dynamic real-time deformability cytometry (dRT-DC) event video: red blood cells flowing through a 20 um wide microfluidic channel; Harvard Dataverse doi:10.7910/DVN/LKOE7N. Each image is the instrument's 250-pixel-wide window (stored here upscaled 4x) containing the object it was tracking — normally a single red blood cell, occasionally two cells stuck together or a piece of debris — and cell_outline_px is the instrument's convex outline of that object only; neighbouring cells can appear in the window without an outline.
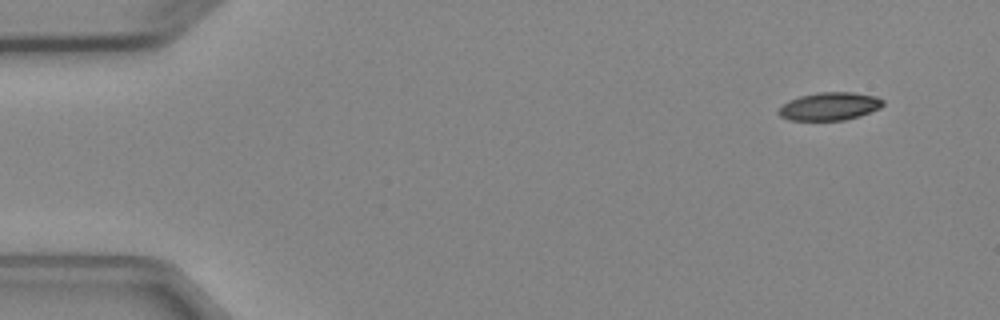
{"species": "Egyptian fruit bat (a non-hibernating species)", "species_latin": "Rousettus aegyptiacus", "temperature_condition": "cold", "stored_images_in_passage": 4, "camera_frame_rate_fps": 3000, "um_per_image_px": 0.085, "animal": {"sex": "female"}, "frame": {"image": 1, "passage_image": 1, "time_ms": 0.0, "image_size_px": [1000, 320], "cell_outline_px": [[884, 104], [880, 108], [860, 116], [844, 120], [788, 120], [780, 116], [776, 112], [788, 100], [800, 96], [820, 92], [852, 92], [876, 96], [884, 100]], "centroid_in_image_um": [70.52, 9.04], "position_along_channel_um": 14.5, "area_um2": 17.05}}
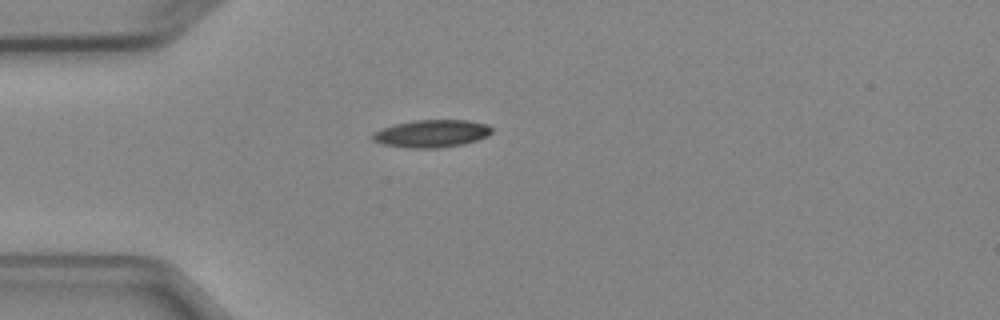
{"frame": {"image": 2, "passage_image": 3, "time_ms": 3.333, "image_size_px": [1000, 320], "cell_outline_px": [[492, 132], [488, 136], [476, 140], [460, 144], [436, 148], [412, 148], [384, 144], [372, 140], [372, 132], [380, 128], [412, 120], [468, 120], [488, 124], [492, 128]], "centroid_in_image_um": [36.68, 11.34], "position_along_channel_um": 48.3, "area_um2": 19.07}}